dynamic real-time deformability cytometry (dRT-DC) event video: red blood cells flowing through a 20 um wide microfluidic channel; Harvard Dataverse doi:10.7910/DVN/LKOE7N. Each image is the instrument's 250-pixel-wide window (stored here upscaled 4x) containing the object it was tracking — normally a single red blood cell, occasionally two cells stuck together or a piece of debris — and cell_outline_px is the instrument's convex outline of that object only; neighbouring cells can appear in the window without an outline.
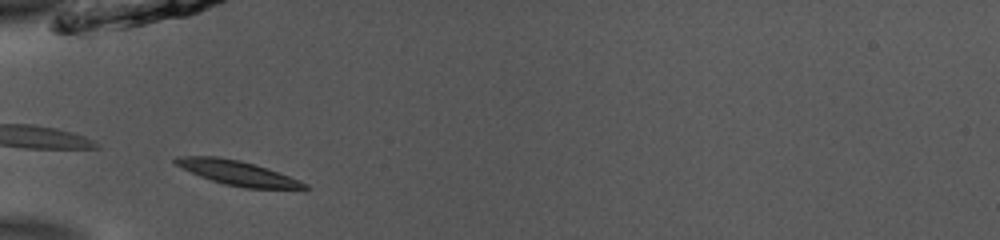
{"species": "common noctule bat (a hibernating species)", "species_latin": "Nyctalus noctula", "temperature_condition": "room temperature", "stored_images_in_passage": 11, "camera_frame_rate_fps": 3000, "um_per_image_px": 0.085, "animal": {"sex": "male", "body_mass_g": 13.0, "forearm_length_mm": 53.1}, "frame": {"image": 1, "passage_image": 2, "time_ms": 0.333, "image_size_px": [1000, 240], "cell_outline_px": [[312, 188], [244, 188], [224, 184], [200, 176], [176, 164], [172, 160], [176, 156], [216, 156], [240, 160], [268, 168], [300, 180], [308, 184]], "centroid_in_image_um": [20.2, 14.69], "position_along_channel_um": 64.8, "area_um2": 18.26}}